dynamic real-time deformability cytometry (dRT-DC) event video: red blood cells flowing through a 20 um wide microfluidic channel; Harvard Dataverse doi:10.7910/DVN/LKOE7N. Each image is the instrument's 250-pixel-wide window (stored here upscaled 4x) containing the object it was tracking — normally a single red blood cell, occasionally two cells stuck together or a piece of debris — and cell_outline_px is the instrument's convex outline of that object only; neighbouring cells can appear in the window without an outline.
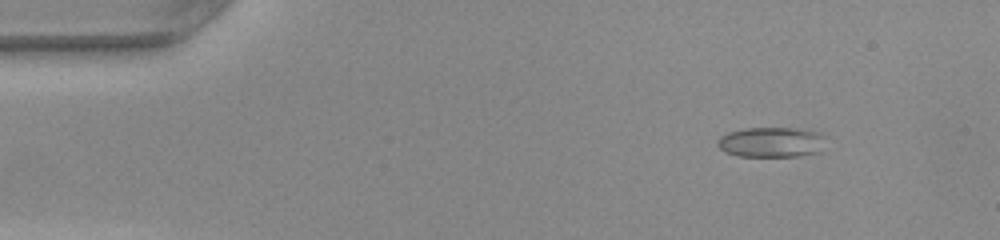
{"species": "common noctule bat (a hibernating species)", "species_latin": "Nyctalus noctula", "temperature_condition": "warm", "stored_images_in_passage": 50, "camera_frame_rate_fps": 3000, "um_per_image_px": 0.085, "animal": {"sex": "female", "body_mass_g": 22.0, "forearm_length_mm": 56.7}, "frame": {"image": 1, "passage_image": 6, "time_ms": 1.667, "image_size_px": [1000, 240], "cell_outline_px": [[824, 136], [820, 152], [796, 156], [740, 156], [724, 152], [716, 144], [716, 140], [720, 136], [728, 132], [744, 128], [796, 128], [820, 132]], "centroid_in_image_um": [65.52, 12.08], "position_along_channel_um": 19.5, "area_um2": 19.07}}
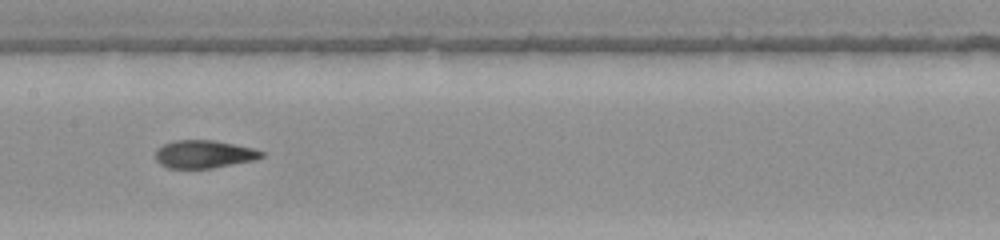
{"frame": {"image": 2, "passage_image": 25, "time_ms": 8.0, "image_size_px": [1000, 240], "cell_outline_px": [[264, 156], [252, 160], [212, 168], [168, 168], [160, 164], [156, 160], [156, 148], [164, 144], [176, 140], [216, 140], [252, 148], [264, 152]], "centroid_in_image_um": [17.31, 13.1], "position_along_channel_um": 190.1, "area_um2": 17.11}}
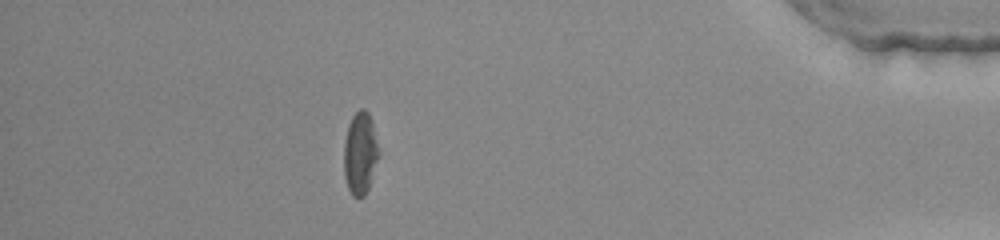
{"frame": {"image": 3, "passage_image": 44, "time_ms": 14.333, "image_size_px": [1000, 240], "cell_outline_px": [[380, 156], [368, 188], [364, 196], [352, 196], [348, 188], [344, 176], [344, 144], [348, 124], [352, 116], [360, 108], [364, 108], [368, 112], [372, 120], [380, 152]], "centroid_in_image_um": [30.63, 13.0], "position_along_channel_um": 404.6, "area_um2": 16.94}, "authors_computed_cell_mechanics": {"area_um2": 17.6579, "velocity_mm_per_s": 4.1291, "shape_relaxation_time_tau1_ms": 7.5737, "shape_relaxation_time_tau2_ms": 2.3828, "deformation_change_tau1": 0.2137, "deformation_change_tau2": 0.1069}}